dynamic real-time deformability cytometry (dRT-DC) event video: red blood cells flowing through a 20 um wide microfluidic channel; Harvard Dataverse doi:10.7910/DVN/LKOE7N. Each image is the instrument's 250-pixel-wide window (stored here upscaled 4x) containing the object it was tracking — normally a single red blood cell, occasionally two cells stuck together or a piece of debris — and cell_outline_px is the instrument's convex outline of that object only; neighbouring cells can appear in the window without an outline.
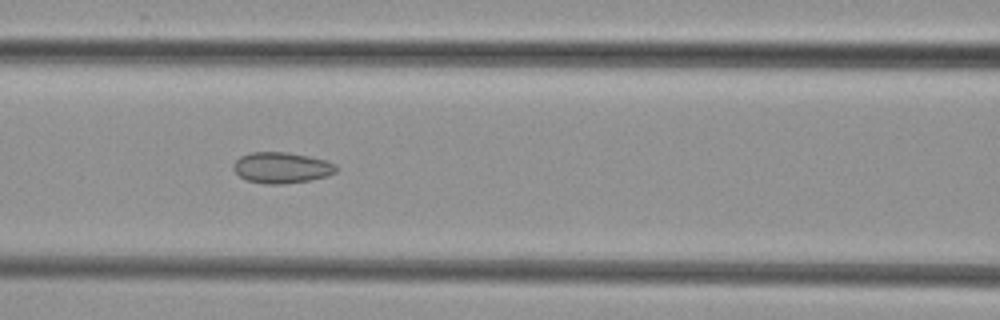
{"species": "common noctule bat (a hibernating species)", "species_latin": "Nyctalus noctula", "temperature_condition": "cold", "stored_images_in_passage": 6, "camera_frame_rate_fps": 3000, "um_per_image_px": 0.085, "animal": {"sex": "female", "body_mass_g": 29.2, "forearm_length_mm": 56.3}, "frame": {"image": 1, "passage_image": 6, "time_ms": 6.667, "image_size_px": [1000, 320], "cell_outline_px": [[336, 172], [328, 176], [308, 180], [284, 184], [264, 184], [248, 180], [240, 176], [232, 168], [232, 164], [240, 156], [252, 152], [288, 152], [308, 156], [324, 160], [336, 164]], "centroid_in_image_um": [23.92, 14.25], "position_along_channel_um": 142.7, "area_um2": 18.5}}